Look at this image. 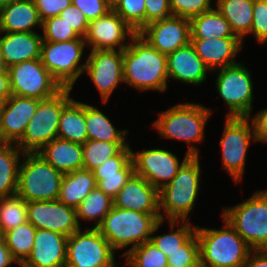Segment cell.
Masks as SVG:
<instances>
[{
    "instance_id": "obj_26",
    "label": "cell",
    "mask_w": 267,
    "mask_h": 267,
    "mask_svg": "<svg viewBox=\"0 0 267 267\" xmlns=\"http://www.w3.org/2000/svg\"><path fill=\"white\" fill-rule=\"evenodd\" d=\"M37 153L63 174L83 169L82 144L55 138Z\"/></svg>"
},
{
    "instance_id": "obj_50",
    "label": "cell",
    "mask_w": 267,
    "mask_h": 267,
    "mask_svg": "<svg viewBox=\"0 0 267 267\" xmlns=\"http://www.w3.org/2000/svg\"><path fill=\"white\" fill-rule=\"evenodd\" d=\"M253 125L256 141L267 143V109H262L250 120Z\"/></svg>"
},
{
    "instance_id": "obj_42",
    "label": "cell",
    "mask_w": 267,
    "mask_h": 267,
    "mask_svg": "<svg viewBox=\"0 0 267 267\" xmlns=\"http://www.w3.org/2000/svg\"><path fill=\"white\" fill-rule=\"evenodd\" d=\"M44 32L42 36L43 41L48 42H63L81 38L71 26H69L60 16H52L42 21V28Z\"/></svg>"
},
{
    "instance_id": "obj_7",
    "label": "cell",
    "mask_w": 267,
    "mask_h": 267,
    "mask_svg": "<svg viewBox=\"0 0 267 267\" xmlns=\"http://www.w3.org/2000/svg\"><path fill=\"white\" fill-rule=\"evenodd\" d=\"M71 90L72 88H62L53 97L39 101L23 136L15 143L24 153H37L57 138L62 109L72 99Z\"/></svg>"
},
{
    "instance_id": "obj_33",
    "label": "cell",
    "mask_w": 267,
    "mask_h": 267,
    "mask_svg": "<svg viewBox=\"0 0 267 267\" xmlns=\"http://www.w3.org/2000/svg\"><path fill=\"white\" fill-rule=\"evenodd\" d=\"M36 230L27 221L3 234L6 246L19 266L27 259L32 251Z\"/></svg>"
},
{
    "instance_id": "obj_30",
    "label": "cell",
    "mask_w": 267,
    "mask_h": 267,
    "mask_svg": "<svg viewBox=\"0 0 267 267\" xmlns=\"http://www.w3.org/2000/svg\"><path fill=\"white\" fill-rule=\"evenodd\" d=\"M21 154L24 152L15 143L0 142V197L17 192Z\"/></svg>"
},
{
    "instance_id": "obj_52",
    "label": "cell",
    "mask_w": 267,
    "mask_h": 267,
    "mask_svg": "<svg viewBox=\"0 0 267 267\" xmlns=\"http://www.w3.org/2000/svg\"><path fill=\"white\" fill-rule=\"evenodd\" d=\"M14 262L17 263L7 248L4 239L0 240V267H10Z\"/></svg>"
},
{
    "instance_id": "obj_12",
    "label": "cell",
    "mask_w": 267,
    "mask_h": 267,
    "mask_svg": "<svg viewBox=\"0 0 267 267\" xmlns=\"http://www.w3.org/2000/svg\"><path fill=\"white\" fill-rule=\"evenodd\" d=\"M7 70L13 95L43 100L53 97L62 89L41 59L19 62Z\"/></svg>"
},
{
    "instance_id": "obj_32",
    "label": "cell",
    "mask_w": 267,
    "mask_h": 267,
    "mask_svg": "<svg viewBox=\"0 0 267 267\" xmlns=\"http://www.w3.org/2000/svg\"><path fill=\"white\" fill-rule=\"evenodd\" d=\"M85 121L88 140L127 142L128 131L115 128L109 118L97 107L85 104Z\"/></svg>"
},
{
    "instance_id": "obj_51",
    "label": "cell",
    "mask_w": 267,
    "mask_h": 267,
    "mask_svg": "<svg viewBox=\"0 0 267 267\" xmlns=\"http://www.w3.org/2000/svg\"><path fill=\"white\" fill-rule=\"evenodd\" d=\"M242 267H267V251H252Z\"/></svg>"
},
{
    "instance_id": "obj_53",
    "label": "cell",
    "mask_w": 267,
    "mask_h": 267,
    "mask_svg": "<svg viewBox=\"0 0 267 267\" xmlns=\"http://www.w3.org/2000/svg\"><path fill=\"white\" fill-rule=\"evenodd\" d=\"M0 94L6 96L7 98L12 95L8 70L3 66L0 68Z\"/></svg>"
},
{
    "instance_id": "obj_41",
    "label": "cell",
    "mask_w": 267,
    "mask_h": 267,
    "mask_svg": "<svg viewBox=\"0 0 267 267\" xmlns=\"http://www.w3.org/2000/svg\"><path fill=\"white\" fill-rule=\"evenodd\" d=\"M113 10L137 33L145 27V0H120Z\"/></svg>"
},
{
    "instance_id": "obj_40",
    "label": "cell",
    "mask_w": 267,
    "mask_h": 267,
    "mask_svg": "<svg viewBox=\"0 0 267 267\" xmlns=\"http://www.w3.org/2000/svg\"><path fill=\"white\" fill-rule=\"evenodd\" d=\"M168 267H200L199 240L195 233L167 257Z\"/></svg>"
},
{
    "instance_id": "obj_28",
    "label": "cell",
    "mask_w": 267,
    "mask_h": 267,
    "mask_svg": "<svg viewBox=\"0 0 267 267\" xmlns=\"http://www.w3.org/2000/svg\"><path fill=\"white\" fill-rule=\"evenodd\" d=\"M57 138L84 144L88 140L85 103L73 98L63 107L59 120Z\"/></svg>"
},
{
    "instance_id": "obj_15",
    "label": "cell",
    "mask_w": 267,
    "mask_h": 267,
    "mask_svg": "<svg viewBox=\"0 0 267 267\" xmlns=\"http://www.w3.org/2000/svg\"><path fill=\"white\" fill-rule=\"evenodd\" d=\"M84 72L90 76L104 103L123 78V50H91Z\"/></svg>"
},
{
    "instance_id": "obj_16",
    "label": "cell",
    "mask_w": 267,
    "mask_h": 267,
    "mask_svg": "<svg viewBox=\"0 0 267 267\" xmlns=\"http://www.w3.org/2000/svg\"><path fill=\"white\" fill-rule=\"evenodd\" d=\"M27 219L36 229L55 231L66 237L81 228L76 209L58 199L27 202Z\"/></svg>"
},
{
    "instance_id": "obj_18",
    "label": "cell",
    "mask_w": 267,
    "mask_h": 267,
    "mask_svg": "<svg viewBox=\"0 0 267 267\" xmlns=\"http://www.w3.org/2000/svg\"><path fill=\"white\" fill-rule=\"evenodd\" d=\"M138 34L160 53L167 55L191 42V22L171 16L147 24Z\"/></svg>"
},
{
    "instance_id": "obj_13",
    "label": "cell",
    "mask_w": 267,
    "mask_h": 267,
    "mask_svg": "<svg viewBox=\"0 0 267 267\" xmlns=\"http://www.w3.org/2000/svg\"><path fill=\"white\" fill-rule=\"evenodd\" d=\"M81 231L67 239L66 267H105L115 260V251L97 228Z\"/></svg>"
},
{
    "instance_id": "obj_56",
    "label": "cell",
    "mask_w": 267,
    "mask_h": 267,
    "mask_svg": "<svg viewBox=\"0 0 267 267\" xmlns=\"http://www.w3.org/2000/svg\"><path fill=\"white\" fill-rule=\"evenodd\" d=\"M12 0H0V9L5 7L8 3H10Z\"/></svg>"
},
{
    "instance_id": "obj_4",
    "label": "cell",
    "mask_w": 267,
    "mask_h": 267,
    "mask_svg": "<svg viewBox=\"0 0 267 267\" xmlns=\"http://www.w3.org/2000/svg\"><path fill=\"white\" fill-rule=\"evenodd\" d=\"M211 113V109L200 103L178 104L159 113V118L152 126L159 131L161 137L186 141L189 145L187 153L199 156V149L190 143L202 142Z\"/></svg>"
},
{
    "instance_id": "obj_1",
    "label": "cell",
    "mask_w": 267,
    "mask_h": 267,
    "mask_svg": "<svg viewBox=\"0 0 267 267\" xmlns=\"http://www.w3.org/2000/svg\"><path fill=\"white\" fill-rule=\"evenodd\" d=\"M123 49L124 83L139 91H167V56L152 47L138 33Z\"/></svg>"
},
{
    "instance_id": "obj_24",
    "label": "cell",
    "mask_w": 267,
    "mask_h": 267,
    "mask_svg": "<svg viewBox=\"0 0 267 267\" xmlns=\"http://www.w3.org/2000/svg\"><path fill=\"white\" fill-rule=\"evenodd\" d=\"M166 56L169 79L195 86L205 82L207 71L210 70L196 54L191 42Z\"/></svg>"
},
{
    "instance_id": "obj_23",
    "label": "cell",
    "mask_w": 267,
    "mask_h": 267,
    "mask_svg": "<svg viewBox=\"0 0 267 267\" xmlns=\"http://www.w3.org/2000/svg\"><path fill=\"white\" fill-rule=\"evenodd\" d=\"M42 34L37 32H5L0 36V61L8 68L19 62L40 59Z\"/></svg>"
},
{
    "instance_id": "obj_27",
    "label": "cell",
    "mask_w": 267,
    "mask_h": 267,
    "mask_svg": "<svg viewBox=\"0 0 267 267\" xmlns=\"http://www.w3.org/2000/svg\"><path fill=\"white\" fill-rule=\"evenodd\" d=\"M95 187L93 171L83 168L64 174L58 200L76 209Z\"/></svg>"
},
{
    "instance_id": "obj_36",
    "label": "cell",
    "mask_w": 267,
    "mask_h": 267,
    "mask_svg": "<svg viewBox=\"0 0 267 267\" xmlns=\"http://www.w3.org/2000/svg\"><path fill=\"white\" fill-rule=\"evenodd\" d=\"M27 202L15 194L0 197V230L2 234L27 222Z\"/></svg>"
},
{
    "instance_id": "obj_5",
    "label": "cell",
    "mask_w": 267,
    "mask_h": 267,
    "mask_svg": "<svg viewBox=\"0 0 267 267\" xmlns=\"http://www.w3.org/2000/svg\"><path fill=\"white\" fill-rule=\"evenodd\" d=\"M200 156H190L170 183L159 190V209L168 221H187L200 189Z\"/></svg>"
},
{
    "instance_id": "obj_9",
    "label": "cell",
    "mask_w": 267,
    "mask_h": 267,
    "mask_svg": "<svg viewBox=\"0 0 267 267\" xmlns=\"http://www.w3.org/2000/svg\"><path fill=\"white\" fill-rule=\"evenodd\" d=\"M86 43L84 39L41 43L40 59L62 88H73L83 74L86 63L80 64ZM80 64V65H79Z\"/></svg>"
},
{
    "instance_id": "obj_31",
    "label": "cell",
    "mask_w": 267,
    "mask_h": 267,
    "mask_svg": "<svg viewBox=\"0 0 267 267\" xmlns=\"http://www.w3.org/2000/svg\"><path fill=\"white\" fill-rule=\"evenodd\" d=\"M190 22L191 39L238 37L232 31L229 22L216 7L193 17Z\"/></svg>"
},
{
    "instance_id": "obj_48",
    "label": "cell",
    "mask_w": 267,
    "mask_h": 267,
    "mask_svg": "<svg viewBox=\"0 0 267 267\" xmlns=\"http://www.w3.org/2000/svg\"><path fill=\"white\" fill-rule=\"evenodd\" d=\"M34 2L42 21L52 16H58L61 11L72 4V0H34Z\"/></svg>"
},
{
    "instance_id": "obj_6",
    "label": "cell",
    "mask_w": 267,
    "mask_h": 267,
    "mask_svg": "<svg viewBox=\"0 0 267 267\" xmlns=\"http://www.w3.org/2000/svg\"><path fill=\"white\" fill-rule=\"evenodd\" d=\"M225 219L252 251H267V190L224 209Z\"/></svg>"
},
{
    "instance_id": "obj_14",
    "label": "cell",
    "mask_w": 267,
    "mask_h": 267,
    "mask_svg": "<svg viewBox=\"0 0 267 267\" xmlns=\"http://www.w3.org/2000/svg\"><path fill=\"white\" fill-rule=\"evenodd\" d=\"M190 157L186 152L182 162L172 152L165 149H149L132 152L135 174L142 176L149 184L160 190L171 182L179 168Z\"/></svg>"
},
{
    "instance_id": "obj_10",
    "label": "cell",
    "mask_w": 267,
    "mask_h": 267,
    "mask_svg": "<svg viewBox=\"0 0 267 267\" xmlns=\"http://www.w3.org/2000/svg\"><path fill=\"white\" fill-rule=\"evenodd\" d=\"M250 71L237 63L219 69L216 89L228 106L226 117H251L254 85Z\"/></svg>"
},
{
    "instance_id": "obj_45",
    "label": "cell",
    "mask_w": 267,
    "mask_h": 267,
    "mask_svg": "<svg viewBox=\"0 0 267 267\" xmlns=\"http://www.w3.org/2000/svg\"><path fill=\"white\" fill-rule=\"evenodd\" d=\"M60 18L72 27V29L81 37L84 38L88 28V20L84 13L71 4L69 7L65 8L59 14Z\"/></svg>"
},
{
    "instance_id": "obj_38",
    "label": "cell",
    "mask_w": 267,
    "mask_h": 267,
    "mask_svg": "<svg viewBox=\"0 0 267 267\" xmlns=\"http://www.w3.org/2000/svg\"><path fill=\"white\" fill-rule=\"evenodd\" d=\"M170 228L173 230L178 223L181 224L179 228L168 234L151 236L150 241L154 243L159 250H161L168 257L171 253L178 250L184 245L195 233L197 226H191L189 220L187 221H169ZM183 222V225H182Z\"/></svg>"
},
{
    "instance_id": "obj_22",
    "label": "cell",
    "mask_w": 267,
    "mask_h": 267,
    "mask_svg": "<svg viewBox=\"0 0 267 267\" xmlns=\"http://www.w3.org/2000/svg\"><path fill=\"white\" fill-rule=\"evenodd\" d=\"M191 44L210 71L239 63L235 59L243 48L239 37L191 39Z\"/></svg>"
},
{
    "instance_id": "obj_25",
    "label": "cell",
    "mask_w": 267,
    "mask_h": 267,
    "mask_svg": "<svg viewBox=\"0 0 267 267\" xmlns=\"http://www.w3.org/2000/svg\"><path fill=\"white\" fill-rule=\"evenodd\" d=\"M42 20L34 0H12L0 9V34L3 32H35Z\"/></svg>"
},
{
    "instance_id": "obj_17",
    "label": "cell",
    "mask_w": 267,
    "mask_h": 267,
    "mask_svg": "<svg viewBox=\"0 0 267 267\" xmlns=\"http://www.w3.org/2000/svg\"><path fill=\"white\" fill-rule=\"evenodd\" d=\"M137 34L113 9L88 24L84 41L91 50H123ZM117 48V49H116Z\"/></svg>"
},
{
    "instance_id": "obj_35",
    "label": "cell",
    "mask_w": 267,
    "mask_h": 267,
    "mask_svg": "<svg viewBox=\"0 0 267 267\" xmlns=\"http://www.w3.org/2000/svg\"><path fill=\"white\" fill-rule=\"evenodd\" d=\"M128 142H106L87 140L83 147V168L93 171L108 159L116 156Z\"/></svg>"
},
{
    "instance_id": "obj_19",
    "label": "cell",
    "mask_w": 267,
    "mask_h": 267,
    "mask_svg": "<svg viewBox=\"0 0 267 267\" xmlns=\"http://www.w3.org/2000/svg\"><path fill=\"white\" fill-rule=\"evenodd\" d=\"M113 206L142 213H160V220H165L159 209V190L135 173L113 198Z\"/></svg>"
},
{
    "instance_id": "obj_49",
    "label": "cell",
    "mask_w": 267,
    "mask_h": 267,
    "mask_svg": "<svg viewBox=\"0 0 267 267\" xmlns=\"http://www.w3.org/2000/svg\"><path fill=\"white\" fill-rule=\"evenodd\" d=\"M130 178L131 176L104 177V180L98 181L96 186L113 199Z\"/></svg>"
},
{
    "instance_id": "obj_3",
    "label": "cell",
    "mask_w": 267,
    "mask_h": 267,
    "mask_svg": "<svg viewBox=\"0 0 267 267\" xmlns=\"http://www.w3.org/2000/svg\"><path fill=\"white\" fill-rule=\"evenodd\" d=\"M224 220L222 229L198 227L200 267H242L250 246Z\"/></svg>"
},
{
    "instance_id": "obj_37",
    "label": "cell",
    "mask_w": 267,
    "mask_h": 267,
    "mask_svg": "<svg viewBox=\"0 0 267 267\" xmlns=\"http://www.w3.org/2000/svg\"><path fill=\"white\" fill-rule=\"evenodd\" d=\"M130 267H168L167 256L150 240L123 253Z\"/></svg>"
},
{
    "instance_id": "obj_21",
    "label": "cell",
    "mask_w": 267,
    "mask_h": 267,
    "mask_svg": "<svg viewBox=\"0 0 267 267\" xmlns=\"http://www.w3.org/2000/svg\"><path fill=\"white\" fill-rule=\"evenodd\" d=\"M39 99L11 95L0 119V142L16 143L35 114Z\"/></svg>"
},
{
    "instance_id": "obj_44",
    "label": "cell",
    "mask_w": 267,
    "mask_h": 267,
    "mask_svg": "<svg viewBox=\"0 0 267 267\" xmlns=\"http://www.w3.org/2000/svg\"><path fill=\"white\" fill-rule=\"evenodd\" d=\"M259 44L267 41V0H254L253 20L250 33Z\"/></svg>"
},
{
    "instance_id": "obj_2",
    "label": "cell",
    "mask_w": 267,
    "mask_h": 267,
    "mask_svg": "<svg viewBox=\"0 0 267 267\" xmlns=\"http://www.w3.org/2000/svg\"><path fill=\"white\" fill-rule=\"evenodd\" d=\"M163 222L160 213H142L113 206L97 229L114 251L129 245H132L131 250L150 240Z\"/></svg>"
},
{
    "instance_id": "obj_58",
    "label": "cell",
    "mask_w": 267,
    "mask_h": 267,
    "mask_svg": "<svg viewBox=\"0 0 267 267\" xmlns=\"http://www.w3.org/2000/svg\"><path fill=\"white\" fill-rule=\"evenodd\" d=\"M2 239H3V234H2V232L0 230V240H2Z\"/></svg>"
},
{
    "instance_id": "obj_47",
    "label": "cell",
    "mask_w": 267,
    "mask_h": 267,
    "mask_svg": "<svg viewBox=\"0 0 267 267\" xmlns=\"http://www.w3.org/2000/svg\"><path fill=\"white\" fill-rule=\"evenodd\" d=\"M171 16L169 0H145V26Z\"/></svg>"
},
{
    "instance_id": "obj_46",
    "label": "cell",
    "mask_w": 267,
    "mask_h": 267,
    "mask_svg": "<svg viewBox=\"0 0 267 267\" xmlns=\"http://www.w3.org/2000/svg\"><path fill=\"white\" fill-rule=\"evenodd\" d=\"M72 4L84 13L88 22L98 19L112 10L106 0H72Z\"/></svg>"
},
{
    "instance_id": "obj_8",
    "label": "cell",
    "mask_w": 267,
    "mask_h": 267,
    "mask_svg": "<svg viewBox=\"0 0 267 267\" xmlns=\"http://www.w3.org/2000/svg\"><path fill=\"white\" fill-rule=\"evenodd\" d=\"M23 157L19 165L16 194L26 202L57 200L64 174L38 153H24Z\"/></svg>"
},
{
    "instance_id": "obj_54",
    "label": "cell",
    "mask_w": 267,
    "mask_h": 267,
    "mask_svg": "<svg viewBox=\"0 0 267 267\" xmlns=\"http://www.w3.org/2000/svg\"><path fill=\"white\" fill-rule=\"evenodd\" d=\"M7 97L0 94V119H1V115L4 112L5 106H6V102H7Z\"/></svg>"
},
{
    "instance_id": "obj_55",
    "label": "cell",
    "mask_w": 267,
    "mask_h": 267,
    "mask_svg": "<svg viewBox=\"0 0 267 267\" xmlns=\"http://www.w3.org/2000/svg\"><path fill=\"white\" fill-rule=\"evenodd\" d=\"M120 0H106L108 5L113 9Z\"/></svg>"
},
{
    "instance_id": "obj_39",
    "label": "cell",
    "mask_w": 267,
    "mask_h": 267,
    "mask_svg": "<svg viewBox=\"0 0 267 267\" xmlns=\"http://www.w3.org/2000/svg\"><path fill=\"white\" fill-rule=\"evenodd\" d=\"M132 149L130 144L123 148L116 156L108 159L100 167L93 170L96 183L111 176H132L134 164L132 161Z\"/></svg>"
},
{
    "instance_id": "obj_34",
    "label": "cell",
    "mask_w": 267,
    "mask_h": 267,
    "mask_svg": "<svg viewBox=\"0 0 267 267\" xmlns=\"http://www.w3.org/2000/svg\"><path fill=\"white\" fill-rule=\"evenodd\" d=\"M112 207L113 199L96 186L76 208L78 224L80 225L79 219L95 220L94 228H97Z\"/></svg>"
},
{
    "instance_id": "obj_57",
    "label": "cell",
    "mask_w": 267,
    "mask_h": 267,
    "mask_svg": "<svg viewBox=\"0 0 267 267\" xmlns=\"http://www.w3.org/2000/svg\"><path fill=\"white\" fill-rule=\"evenodd\" d=\"M105 267H117L115 260H113L109 265H107Z\"/></svg>"
},
{
    "instance_id": "obj_11",
    "label": "cell",
    "mask_w": 267,
    "mask_h": 267,
    "mask_svg": "<svg viewBox=\"0 0 267 267\" xmlns=\"http://www.w3.org/2000/svg\"><path fill=\"white\" fill-rule=\"evenodd\" d=\"M249 117H226L220 140L223 168L235 183L243 178L246 154L251 140L256 141Z\"/></svg>"
},
{
    "instance_id": "obj_43",
    "label": "cell",
    "mask_w": 267,
    "mask_h": 267,
    "mask_svg": "<svg viewBox=\"0 0 267 267\" xmlns=\"http://www.w3.org/2000/svg\"><path fill=\"white\" fill-rule=\"evenodd\" d=\"M212 0H169L173 16L191 20L193 17L212 10Z\"/></svg>"
},
{
    "instance_id": "obj_29",
    "label": "cell",
    "mask_w": 267,
    "mask_h": 267,
    "mask_svg": "<svg viewBox=\"0 0 267 267\" xmlns=\"http://www.w3.org/2000/svg\"><path fill=\"white\" fill-rule=\"evenodd\" d=\"M254 0H219L217 10L229 22L232 31L242 41L250 33Z\"/></svg>"
},
{
    "instance_id": "obj_20",
    "label": "cell",
    "mask_w": 267,
    "mask_h": 267,
    "mask_svg": "<svg viewBox=\"0 0 267 267\" xmlns=\"http://www.w3.org/2000/svg\"><path fill=\"white\" fill-rule=\"evenodd\" d=\"M67 239L61 233L37 229L32 251L20 267H66Z\"/></svg>"
}]
</instances>
